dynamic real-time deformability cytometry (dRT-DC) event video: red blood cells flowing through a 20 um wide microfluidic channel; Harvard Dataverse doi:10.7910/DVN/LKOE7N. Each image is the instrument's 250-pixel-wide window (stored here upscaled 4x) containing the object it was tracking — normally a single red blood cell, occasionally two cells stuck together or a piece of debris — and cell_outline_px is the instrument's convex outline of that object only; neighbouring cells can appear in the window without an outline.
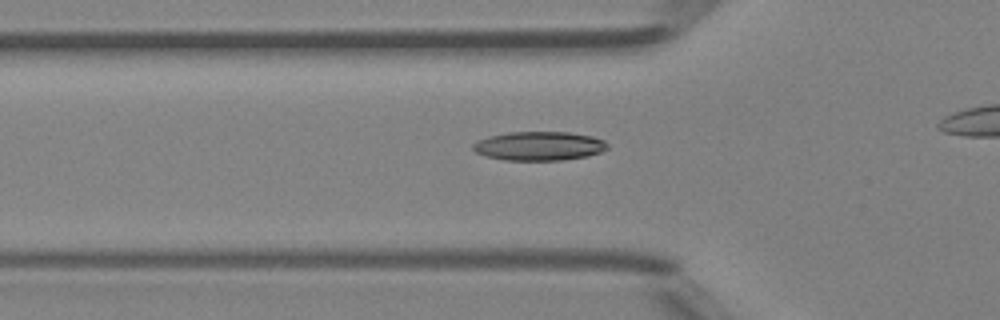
{"species": "Egyptian fruit bat (a non-hibernating species)", "species_latin": "Rousettus aegyptiacus", "temperature_condition": "room temperature", "stored_images_in_passage": 40, "camera_frame_rate_fps": 3000, "um_per_image_px": 0.085, "animal": {"sex": "female"}, "frame": {"image": 1, "passage_image": 17, "time_ms": 5.333, "image_size_px": [1000, 320], "cell_outline_px": [[608, 148], [600, 152], [588, 156], [560, 160], [504, 160], [484, 156], [476, 152], [472, 148], [472, 144], [476, 140], [488, 136], [508, 132], [568, 132], [592, 136], [604, 140], [608, 144]], "centroid_in_image_um": [45.79, 12.4], "position_along_channel_um": 80.0, "area_um2": 22.83}}
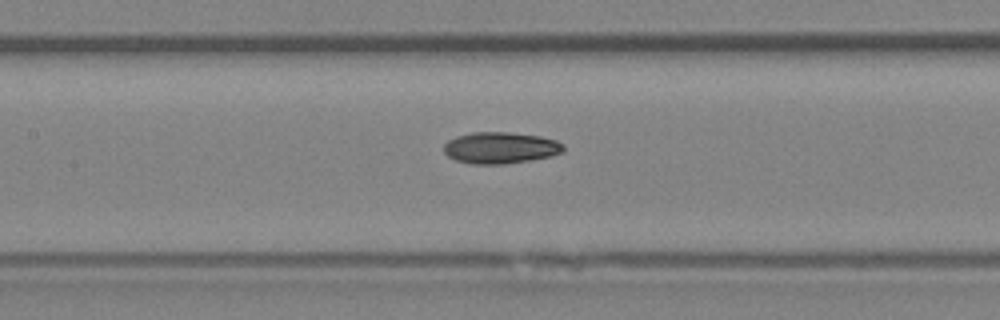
{"frame": {"image": 2, "passage_image": 23, "time_ms": 7.333, "image_size_px": [1000, 320], "cell_outline_px": [[564, 152], [552, 156], [504, 164], [472, 164], [456, 160], [448, 156], [444, 152], [444, 144], [448, 140], [456, 136], [472, 132], [508, 132], [540, 136], [556, 140], [564, 144]], "centroid_in_image_um": [42.54, 12.56], "position_along_channel_um": 164.9, "area_um2": 22.02}}
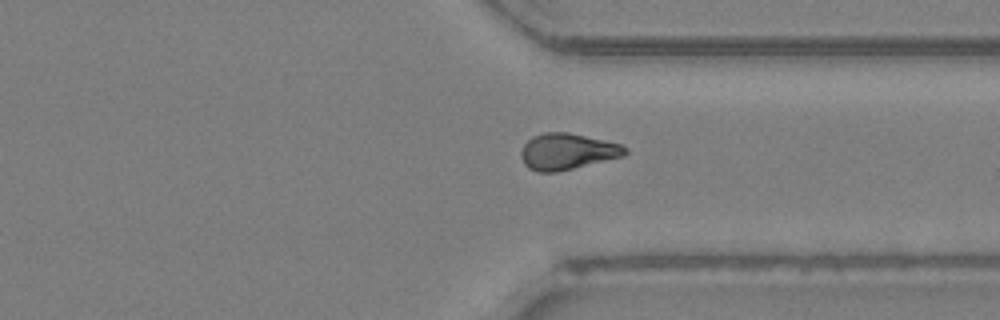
{"frame": {"image": 3, "passage_image": 37, "time_ms": 12.0, "image_size_px": [1000, 320], "cell_outline_px": [[628, 152], [624, 156], [556, 172], [536, 172], [528, 168], [524, 164], [520, 156], [520, 152], [524, 144], [532, 136], [544, 132], [568, 132], [620, 144], [628, 148]], "centroid_in_image_um": [48.19, 12.88], "position_along_channel_um": 363.2, "area_um2": 21.96}}